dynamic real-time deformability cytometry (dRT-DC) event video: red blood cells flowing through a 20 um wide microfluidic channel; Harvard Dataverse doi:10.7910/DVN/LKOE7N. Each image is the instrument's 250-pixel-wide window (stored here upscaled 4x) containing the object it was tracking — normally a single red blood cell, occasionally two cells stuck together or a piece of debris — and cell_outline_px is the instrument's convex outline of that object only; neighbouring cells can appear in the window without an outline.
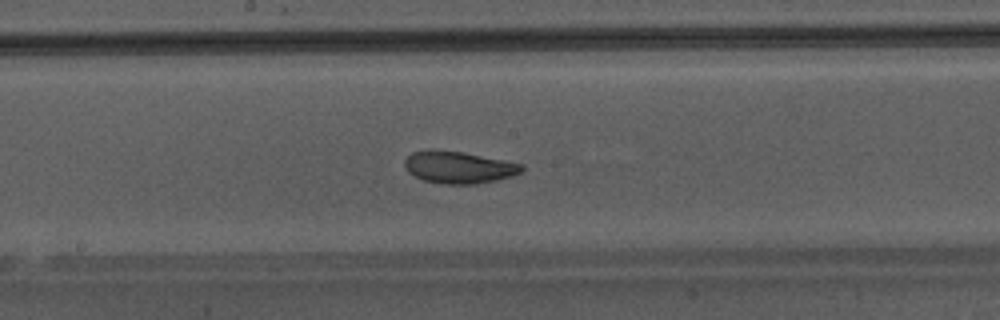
{"species": "Egyptian fruit bat (a non-hibernating species)", "species_latin": "Rousettus aegyptiacus", "temperature_condition": "warm", "stored_images_in_passage": 39, "camera_frame_rate_fps": 3000, "um_per_image_px": 0.085, "animal": {"sex": "male"}, "frame": {"image": 1, "passage_image": 17, "time_ms": 5.333, "image_size_px": [1000, 320], "cell_outline_px": [[524, 168], [520, 172], [512, 176], [496, 180], [476, 184], [444, 184], [424, 180], [408, 172], [404, 164], [404, 160], [412, 152], [432, 148], [464, 152], [524, 164]], "centroid_in_image_um": [38.98, 14.2], "position_along_channel_um": 209.2, "area_um2": 22.02}}